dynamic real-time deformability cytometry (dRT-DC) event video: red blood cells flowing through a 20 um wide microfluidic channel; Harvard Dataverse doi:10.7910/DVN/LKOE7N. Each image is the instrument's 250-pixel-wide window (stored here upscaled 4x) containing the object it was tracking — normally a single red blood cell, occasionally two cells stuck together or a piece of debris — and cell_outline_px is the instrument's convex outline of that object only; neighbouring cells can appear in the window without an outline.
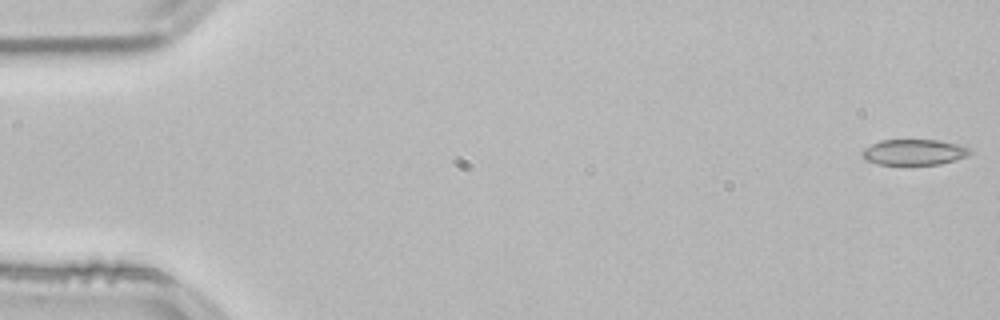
{"species": "common noctule bat (a hibernating species)", "species_latin": "Nyctalus noctula", "temperature_condition": "room temperature", "stored_images_in_passage": 53, "camera_frame_rate_fps": 3000, "um_per_image_px": 0.085, "animal": {"sex": "male", "body_mass_g": 21.5, "forearm_length_mm": 52.0}, "frame": {"image": 1, "passage_image": 1, "time_ms": 0.0, "image_size_px": [1000, 320], "cell_outline_px": [[972, 152], [968, 156], [956, 160], [940, 164], [876, 164], [864, 160], [860, 156], [860, 152], [864, 148], [880, 140], [936, 140], [956, 144], [968, 148]], "centroid_in_image_um": [77.64, 12.94], "position_along_channel_um": 7.4, "area_um2": 16.18}}
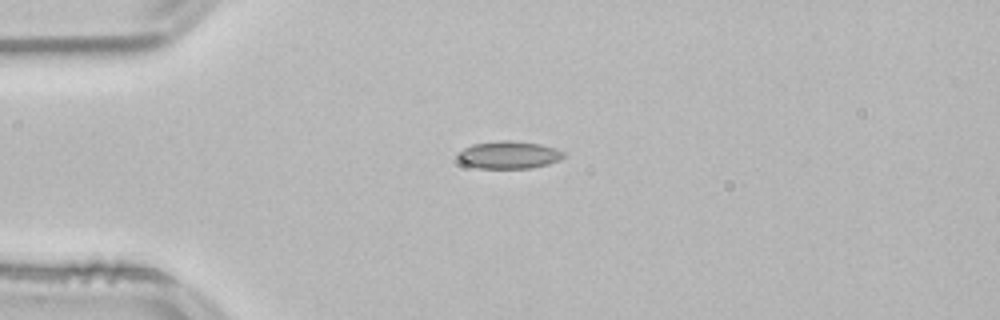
{"frame": {"image": 2, "passage_image": 13, "time_ms": 4.0, "image_size_px": [1000, 320], "cell_outline_px": [[564, 156], [560, 160], [548, 164], [532, 168], [480, 168], [464, 164], [456, 156], [464, 148], [472, 144], [496, 140], [512, 140], [540, 144], [556, 148], [564, 152]], "centroid_in_image_um": [43.26, 13.15], "position_along_channel_um": 41.7, "area_um2": 17.05}}
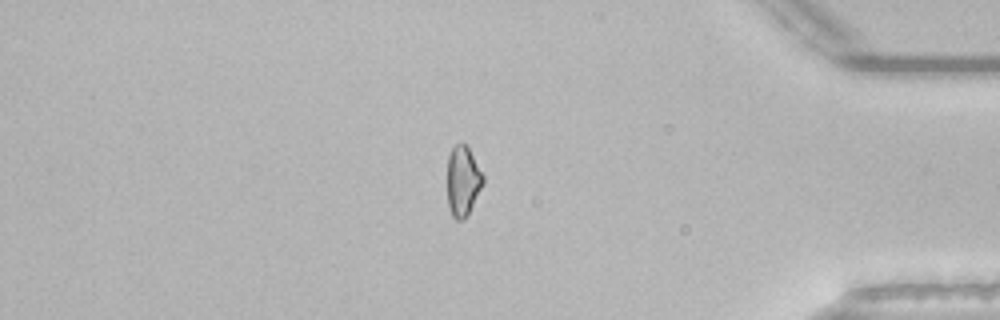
{"frame": {"image": 3, "passage_image": 45, "time_ms": 14.667, "image_size_px": [1000, 320], "cell_outline_px": [[484, 184], [468, 216], [464, 220], [456, 220], [452, 216], [448, 204], [448, 156], [452, 148], [460, 140], [468, 148], [484, 176]], "centroid_in_image_um": [39.36, 15.42], "position_along_channel_um": 395.8, "area_um2": 14.74}, "authors_computed_cell_mechanics": {"area_um2": 15.7794, "velocity_mm_per_s": 3.8393, "shape_relaxation_time_tau1_ms": null, "shape_relaxation_time_tau2_ms": 2.7734, "deformation_change_tau1": null, "deformation_change_tau2": 0.0758}}